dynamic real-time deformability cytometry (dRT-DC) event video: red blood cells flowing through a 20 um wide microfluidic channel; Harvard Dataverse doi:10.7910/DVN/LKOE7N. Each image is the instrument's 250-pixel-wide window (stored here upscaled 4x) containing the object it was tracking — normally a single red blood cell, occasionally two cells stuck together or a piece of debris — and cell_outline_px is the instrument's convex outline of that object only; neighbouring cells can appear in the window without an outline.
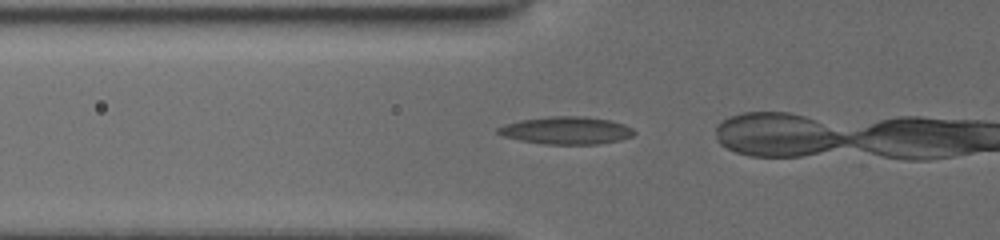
{"species": "common noctule bat (a hibernating species)", "species_latin": "Nyctalus noctula", "temperature_condition": "cold", "stored_images_in_passage": 9, "camera_frame_rate_fps": 3000, "um_per_image_px": 0.085, "animal": {"sex": "female", "body_mass_g": 19.5, "forearm_length_mm": 54.1}, "frame": {"image": 1, "passage_image": 7, "time_ms": 2.0, "image_size_px": [1000, 240], "cell_outline_px": [[636, 132], [632, 136], [620, 140], [596, 144], [544, 144], [520, 140], [504, 136], [496, 132], [496, 128], [504, 124], [520, 120], [548, 116], [584, 116], [608, 120], [624, 124], [632, 128]], "centroid_in_image_um": [48.12, 11.08], "position_along_channel_um": 77.7, "area_um2": 21.85}}